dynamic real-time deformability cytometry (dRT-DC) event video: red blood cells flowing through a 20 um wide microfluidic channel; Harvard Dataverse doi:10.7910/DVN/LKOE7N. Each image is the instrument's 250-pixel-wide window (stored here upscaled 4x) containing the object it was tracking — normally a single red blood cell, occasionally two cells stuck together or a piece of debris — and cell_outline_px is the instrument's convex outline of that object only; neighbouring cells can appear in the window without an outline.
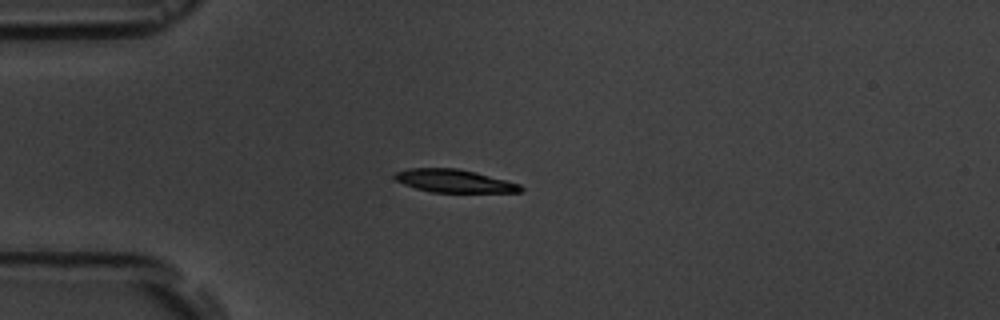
{"species": "common noctule bat (a hibernating species)", "species_latin": "Nyctalus noctula", "temperature_condition": "room temperature", "stored_images_in_passage": 16, "camera_frame_rate_fps": 3000, "um_per_image_px": 0.085, "animal": {"sex": "male", "body_mass_g": 19.5, "forearm_length_mm": 54.6}, "frame": {"image": 1, "passage_image": 4, "time_ms": 3.333, "image_size_px": [1000, 320], "cell_outline_px": [[524, 188], [520, 192], [432, 192], [416, 188], [404, 184], [396, 180], [392, 176], [396, 172], [408, 168], [456, 168], [476, 172], [520, 184]], "centroid_in_image_um": [38.59, 15.37], "position_along_channel_um": 46.4, "area_um2": 16.76}}
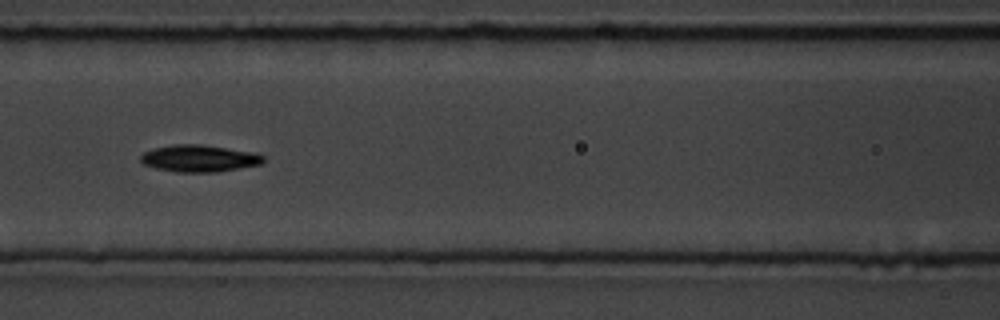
{"frame": {"image": 2, "passage_image": 7, "time_ms": 6.667, "image_size_px": [1000, 320], "cell_outline_px": [[264, 160], [260, 164], [216, 172], [176, 172], [156, 168], [144, 164], [140, 160], [140, 156], [144, 152], [156, 148], [176, 144], [200, 144], [256, 152], [264, 156]], "centroid_in_image_um": [16.94, 13.46], "position_along_channel_um": 149.7, "area_um2": 19.13}}
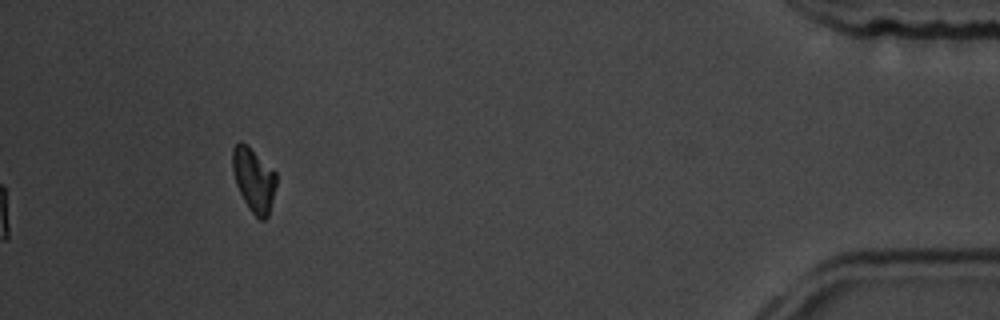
{"frame": {"image": 3, "passage_image": 15, "time_ms": 15.667, "image_size_px": [1000, 320], "cell_outline_px": [[276, 184], [268, 216], [264, 220], [260, 220], [252, 212], [244, 200], [236, 184], [232, 168], [232, 148], [240, 140], [248, 144], [276, 172]], "centroid_in_image_um": [21.56, 15.23], "position_along_channel_um": 413.6, "area_um2": 16.3}, "authors_computed_cell_mechanics": {"area_um2": 17.4267, "velocity_mm_per_s": 3.6454, "shape_relaxation_time_tau1_ms": 2.4827, "shape_relaxation_time_tau2_ms": null, "deformation_change_tau1": 0.087, "deformation_change_tau2": null}}